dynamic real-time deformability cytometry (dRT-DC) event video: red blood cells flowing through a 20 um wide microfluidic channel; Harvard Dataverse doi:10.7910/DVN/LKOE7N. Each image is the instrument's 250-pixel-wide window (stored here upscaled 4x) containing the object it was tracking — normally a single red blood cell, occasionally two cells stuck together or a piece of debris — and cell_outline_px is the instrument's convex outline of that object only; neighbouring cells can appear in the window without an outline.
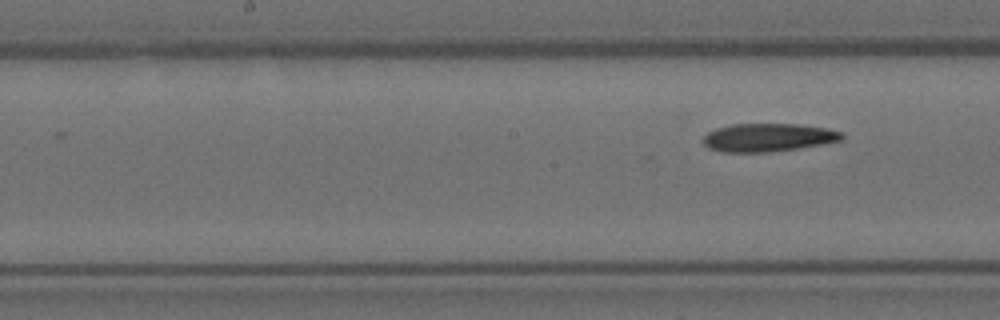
{"species": "Egyptian fruit bat (a non-hibernating species)", "species_latin": "Rousettus aegyptiacus", "temperature_condition": "room temperature", "stored_images_in_passage": 6, "segment_of_instrument_passage": [2, 2], "camera_frame_rate_fps": 3000, "um_per_image_px": 0.085, "animal": {"sex": "female"}, "frame": {"image": 1, "passage_image": 6, "time_ms": 1.667, "image_size_px": [1000, 320], "cell_outline_px": [[844, 140], [824, 144], [768, 152], [724, 152], [708, 148], [704, 144], [704, 136], [708, 132], [716, 128], [732, 124], [800, 124], [828, 128], [844, 132]], "centroid_in_image_um": [65.34, 11.68], "position_along_channel_um": 182.9, "area_um2": 22.89}}